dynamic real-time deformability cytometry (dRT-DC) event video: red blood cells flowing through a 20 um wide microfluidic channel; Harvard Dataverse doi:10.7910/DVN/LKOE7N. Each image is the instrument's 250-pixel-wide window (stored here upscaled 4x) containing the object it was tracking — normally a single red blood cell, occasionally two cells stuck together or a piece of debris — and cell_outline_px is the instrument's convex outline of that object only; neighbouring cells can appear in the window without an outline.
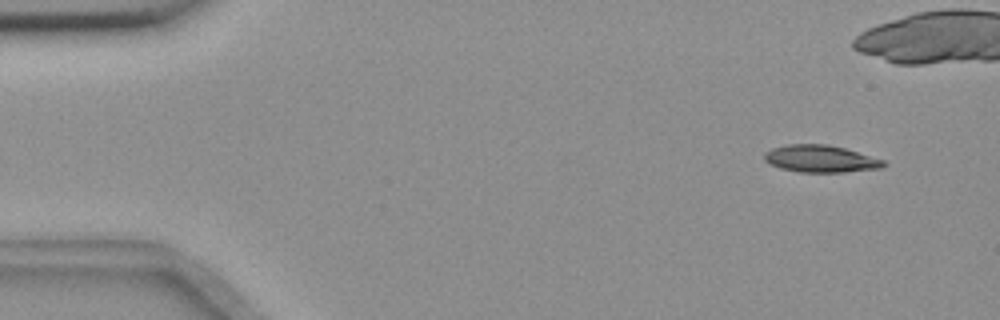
{"species": "common noctule bat (a hibernating species)", "species_latin": "Nyctalus noctula", "temperature_condition": "room temperature", "stored_images_in_passage": 47, "camera_frame_rate_fps": 3000, "um_per_image_px": 0.085, "animal": {"sex": "female", "body_mass_g": 18.4}, "frame": {"image": 1, "passage_image": 3, "time_ms": 0.667, "image_size_px": [1000, 320], "cell_outline_px": [[888, 164], [880, 168], [844, 172], [800, 172], [780, 168], [768, 164], [764, 160], [764, 152], [772, 148], [788, 144], [828, 144], [844, 148], [884, 160]], "centroid_in_image_um": [69.72, 13.49], "position_along_channel_um": 15.3, "area_um2": 18.9}}
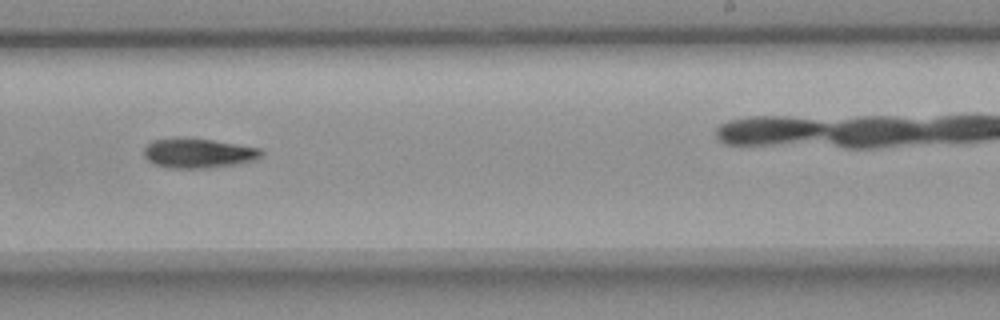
{"frame": {"image": 2, "passage_image": 33, "time_ms": 10.667, "image_size_px": [1000, 320], "cell_outline_px": [[264, 156], [256, 160], [236, 164], [208, 168], [168, 168], [156, 164], [148, 160], [144, 156], [144, 148], [152, 140], [176, 136], [212, 140], [260, 148], [264, 152]], "centroid_in_image_um": [16.86, 13.0], "position_along_channel_um": 272.1, "area_um2": 20.58}}
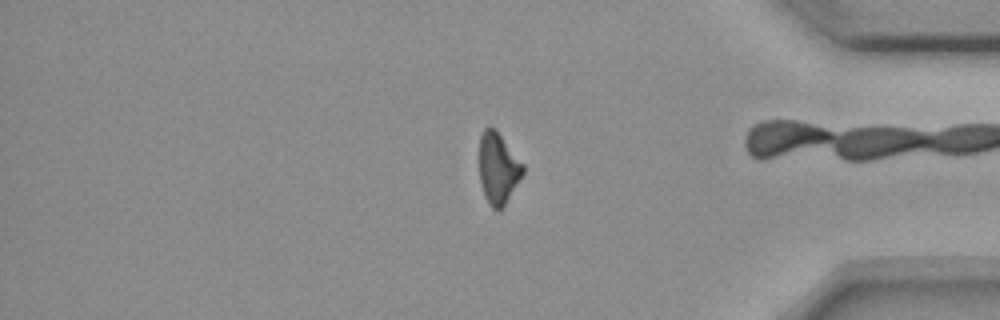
{"frame": {"image": 3, "passage_image": 45, "time_ms": 14.667, "image_size_px": [1000, 320], "cell_outline_px": [[524, 172], [504, 208], [492, 208], [488, 204], [484, 196], [480, 184], [480, 136], [484, 128], [488, 124], [496, 128], [524, 164]], "centroid_in_image_um": [42.34, 14.28], "position_along_channel_um": 392.9, "area_um2": 18.44}}